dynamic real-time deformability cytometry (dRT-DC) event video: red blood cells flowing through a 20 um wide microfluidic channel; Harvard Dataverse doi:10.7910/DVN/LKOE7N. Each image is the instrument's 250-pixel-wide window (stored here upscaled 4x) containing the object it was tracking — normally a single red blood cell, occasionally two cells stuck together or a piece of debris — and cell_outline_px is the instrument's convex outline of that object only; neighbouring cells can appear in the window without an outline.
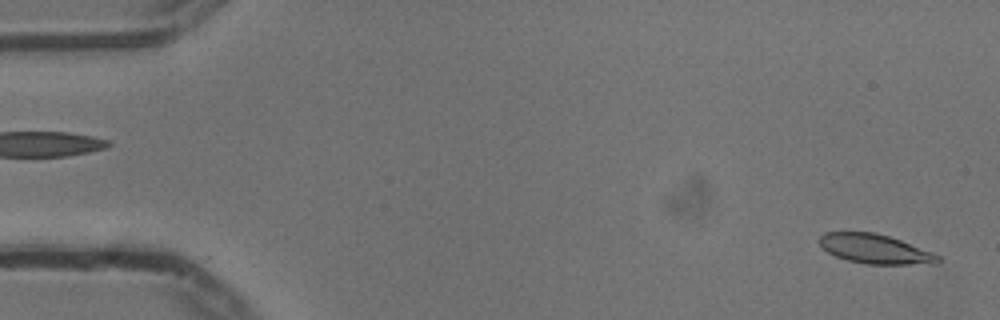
{"species": "common noctule bat (a hibernating species)", "species_latin": "Nyctalus noctula", "temperature_condition": "cold", "stored_images_in_passage": 54, "camera_frame_rate_fps": 3000, "um_per_image_px": 0.085, "animal": {"sex": "male", "body_mass_g": 13.3}, "frame": {"image": 1, "passage_image": 1, "time_ms": 0.0, "image_size_px": [1000, 320], "cell_outline_px": [[940, 260], [936, 264], [864, 264], [848, 260], [836, 256], [828, 252], [816, 240], [824, 232], [876, 232], [900, 240], [932, 252], [940, 256]], "centroid_in_image_um": [74.36, 21.16], "position_along_channel_um": 10.6, "area_um2": 20.29}}
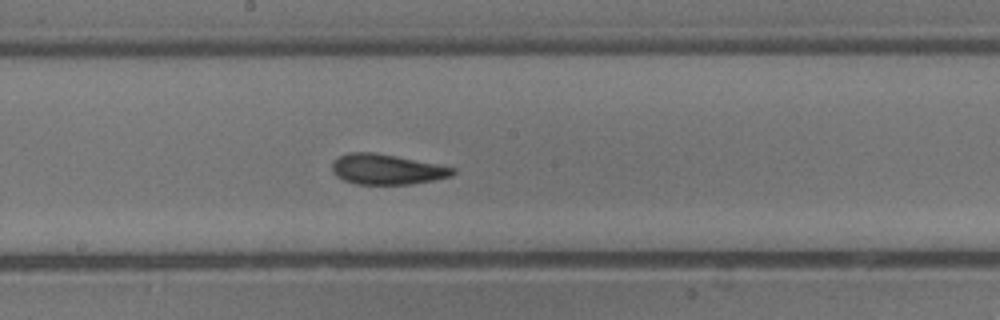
{"frame": {"image": 2, "passage_image": 28, "time_ms": 9.0, "image_size_px": [1000, 320], "cell_outline_px": [[456, 172], [452, 176], [412, 184], [356, 184], [344, 180], [336, 176], [332, 172], [332, 160], [348, 152], [372, 152], [396, 156], [456, 168]], "centroid_in_image_um": [32.85, 14.39], "position_along_channel_um": 215.4, "area_um2": 21.27}}
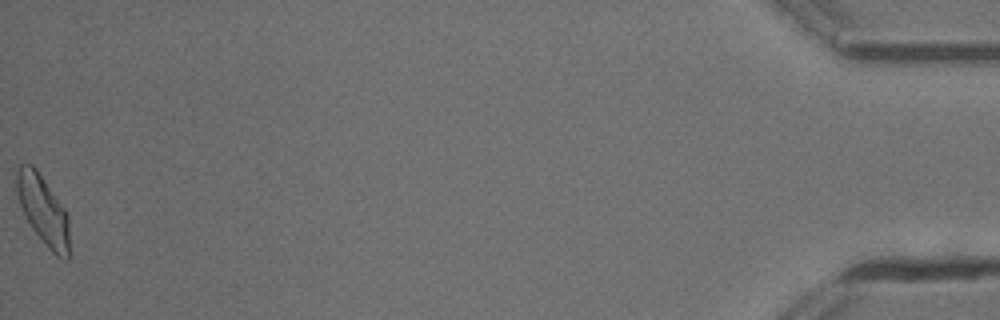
{"frame": {"image": 3, "passage_image": 54, "time_ms": 17.667, "image_size_px": [1000, 320], "cell_outline_px": [[72, 256], [68, 260], [64, 260], [56, 256], [44, 244], [32, 228], [20, 204], [16, 192], [16, 172], [20, 164], [32, 164], [36, 168], [64, 208], [68, 216]], "centroid_in_image_um": [3.72, 17.94], "position_along_channel_um": 431.5, "area_um2": 21.62}, "authors_computed_cell_mechanics": {"area_um2": 21.097, "velocity_mm_per_s": 3.7251, "shape_relaxation_time_tau1_ms": 4.6599, "shape_relaxation_time_tau2_ms": 1.9146, "deformation_change_tau1": 0.1333, "deformation_change_tau2": 0.0902}}